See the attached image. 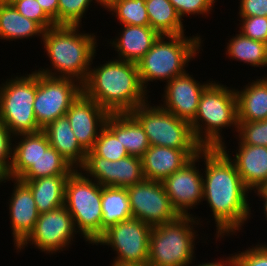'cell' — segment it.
Wrapping results in <instances>:
<instances>
[{
    "mask_svg": "<svg viewBox=\"0 0 267 266\" xmlns=\"http://www.w3.org/2000/svg\"><path fill=\"white\" fill-rule=\"evenodd\" d=\"M241 20L238 31L250 39L267 44V17L252 16L239 17Z\"/></svg>",
    "mask_w": 267,
    "mask_h": 266,
    "instance_id": "74e56055",
    "label": "cell"
},
{
    "mask_svg": "<svg viewBox=\"0 0 267 266\" xmlns=\"http://www.w3.org/2000/svg\"><path fill=\"white\" fill-rule=\"evenodd\" d=\"M212 81L213 78L198 81L187 71L164 84L163 104L159 102V105L176 117L191 122L196 116L202 92Z\"/></svg>",
    "mask_w": 267,
    "mask_h": 266,
    "instance_id": "2e32d148",
    "label": "cell"
},
{
    "mask_svg": "<svg viewBox=\"0 0 267 266\" xmlns=\"http://www.w3.org/2000/svg\"><path fill=\"white\" fill-rule=\"evenodd\" d=\"M10 4L24 17L37 22L44 30L56 26L37 0H14Z\"/></svg>",
    "mask_w": 267,
    "mask_h": 266,
    "instance_id": "d590c367",
    "label": "cell"
},
{
    "mask_svg": "<svg viewBox=\"0 0 267 266\" xmlns=\"http://www.w3.org/2000/svg\"><path fill=\"white\" fill-rule=\"evenodd\" d=\"M1 1H3V2H5V3H11L12 1H14V0H1Z\"/></svg>",
    "mask_w": 267,
    "mask_h": 266,
    "instance_id": "7dc6e473",
    "label": "cell"
},
{
    "mask_svg": "<svg viewBox=\"0 0 267 266\" xmlns=\"http://www.w3.org/2000/svg\"><path fill=\"white\" fill-rule=\"evenodd\" d=\"M50 146L74 168L80 169L85 162L87 151L79 144L66 116L57 118L42 129Z\"/></svg>",
    "mask_w": 267,
    "mask_h": 266,
    "instance_id": "7402d4cb",
    "label": "cell"
},
{
    "mask_svg": "<svg viewBox=\"0 0 267 266\" xmlns=\"http://www.w3.org/2000/svg\"><path fill=\"white\" fill-rule=\"evenodd\" d=\"M201 37L198 33L191 37L185 34L160 35L152 48L137 62L143 88L151 93L147 88L149 82L159 80L167 83L186 73L188 63L203 51L204 40Z\"/></svg>",
    "mask_w": 267,
    "mask_h": 266,
    "instance_id": "5b68a950",
    "label": "cell"
},
{
    "mask_svg": "<svg viewBox=\"0 0 267 266\" xmlns=\"http://www.w3.org/2000/svg\"><path fill=\"white\" fill-rule=\"evenodd\" d=\"M64 206L80 238L88 244L102 236L101 185L75 169L65 183Z\"/></svg>",
    "mask_w": 267,
    "mask_h": 266,
    "instance_id": "52a82bcc",
    "label": "cell"
},
{
    "mask_svg": "<svg viewBox=\"0 0 267 266\" xmlns=\"http://www.w3.org/2000/svg\"><path fill=\"white\" fill-rule=\"evenodd\" d=\"M201 162L204 164V168H200L203 171V201L209 205L216 224L215 239H220L219 242L231 235L237 236L253 215L249 203L251 191L221 148H203Z\"/></svg>",
    "mask_w": 267,
    "mask_h": 266,
    "instance_id": "6da1fadb",
    "label": "cell"
},
{
    "mask_svg": "<svg viewBox=\"0 0 267 266\" xmlns=\"http://www.w3.org/2000/svg\"><path fill=\"white\" fill-rule=\"evenodd\" d=\"M118 1L119 0H96V3H97V6L99 5L101 8H104V10L107 11Z\"/></svg>",
    "mask_w": 267,
    "mask_h": 266,
    "instance_id": "ee69618b",
    "label": "cell"
},
{
    "mask_svg": "<svg viewBox=\"0 0 267 266\" xmlns=\"http://www.w3.org/2000/svg\"><path fill=\"white\" fill-rule=\"evenodd\" d=\"M45 13L58 26V0H37Z\"/></svg>",
    "mask_w": 267,
    "mask_h": 266,
    "instance_id": "b9f144b4",
    "label": "cell"
},
{
    "mask_svg": "<svg viewBox=\"0 0 267 266\" xmlns=\"http://www.w3.org/2000/svg\"><path fill=\"white\" fill-rule=\"evenodd\" d=\"M0 84V122L14 136L36 133L38 126L33 104L37 89V71L6 78Z\"/></svg>",
    "mask_w": 267,
    "mask_h": 266,
    "instance_id": "9c48e42d",
    "label": "cell"
},
{
    "mask_svg": "<svg viewBox=\"0 0 267 266\" xmlns=\"http://www.w3.org/2000/svg\"><path fill=\"white\" fill-rule=\"evenodd\" d=\"M74 170L55 148L49 146L19 180L30 181L41 177L70 175Z\"/></svg>",
    "mask_w": 267,
    "mask_h": 266,
    "instance_id": "4dcf8cb0",
    "label": "cell"
},
{
    "mask_svg": "<svg viewBox=\"0 0 267 266\" xmlns=\"http://www.w3.org/2000/svg\"><path fill=\"white\" fill-rule=\"evenodd\" d=\"M91 151L101 158L117 161L129 154L120 141V113L109 114Z\"/></svg>",
    "mask_w": 267,
    "mask_h": 266,
    "instance_id": "f546056e",
    "label": "cell"
},
{
    "mask_svg": "<svg viewBox=\"0 0 267 266\" xmlns=\"http://www.w3.org/2000/svg\"><path fill=\"white\" fill-rule=\"evenodd\" d=\"M126 189L133 218L155 227L179 216L172 207L162 182L144 179Z\"/></svg>",
    "mask_w": 267,
    "mask_h": 266,
    "instance_id": "4fadbf2b",
    "label": "cell"
},
{
    "mask_svg": "<svg viewBox=\"0 0 267 266\" xmlns=\"http://www.w3.org/2000/svg\"><path fill=\"white\" fill-rule=\"evenodd\" d=\"M65 116L79 144L90 151L105 126L109 113L82 92Z\"/></svg>",
    "mask_w": 267,
    "mask_h": 266,
    "instance_id": "e0dca14e",
    "label": "cell"
},
{
    "mask_svg": "<svg viewBox=\"0 0 267 266\" xmlns=\"http://www.w3.org/2000/svg\"><path fill=\"white\" fill-rule=\"evenodd\" d=\"M120 141L129 155L140 158L150 147L143 127L130 113H120Z\"/></svg>",
    "mask_w": 267,
    "mask_h": 266,
    "instance_id": "1f68e13d",
    "label": "cell"
},
{
    "mask_svg": "<svg viewBox=\"0 0 267 266\" xmlns=\"http://www.w3.org/2000/svg\"><path fill=\"white\" fill-rule=\"evenodd\" d=\"M239 17H267V0H239Z\"/></svg>",
    "mask_w": 267,
    "mask_h": 266,
    "instance_id": "60d3db41",
    "label": "cell"
},
{
    "mask_svg": "<svg viewBox=\"0 0 267 266\" xmlns=\"http://www.w3.org/2000/svg\"><path fill=\"white\" fill-rule=\"evenodd\" d=\"M260 198L261 200H258V201H263V208L261 210H263L264 212H262L264 214V217L266 218L267 220V197H258Z\"/></svg>",
    "mask_w": 267,
    "mask_h": 266,
    "instance_id": "bcb514c9",
    "label": "cell"
},
{
    "mask_svg": "<svg viewBox=\"0 0 267 266\" xmlns=\"http://www.w3.org/2000/svg\"><path fill=\"white\" fill-rule=\"evenodd\" d=\"M13 141L12 132L0 122V176L2 178L9 177L13 157Z\"/></svg>",
    "mask_w": 267,
    "mask_h": 266,
    "instance_id": "f35d334b",
    "label": "cell"
},
{
    "mask_svg": "<svg viewBox=\"0 0 267 266\" xmlns=\"http://www.w3.org/2000/svg\"><path fill=\"white\" fill-rule=\"evenodd\" d=\"M150 27L160 35H182L186 26L169 0H145Z\"/></svg>",
    "mask_w": 267,
    "mask_h": 266,
    "instance_id": "f1b7e54d",
    "label": "cell"
},
{
    "mask_svg": "<svg viewBox=\"0 0 267 266\" xmlns=\"http://www.w3.org/2000/svg\"><path fill=\"white\" fill-rule=\"evenodd\" d=\"M221 149L234 162L242 181L251 192L267 180V146L238 144L234 155L226 144Z\"/></svg>",
    "mask_w": 267,
    "mask_h": 266,
    "instance_id": "d6986e66",
    "label": "cell"
},
{
    "mask_svg": "<svg viewBox=\"0 0 267 266\" xmlns=\"http://www.w3.org/2000/svg\"><path fill=\"white\" fill-rule=\"evenodd\" d=\"M118 36L108 39L117 60L137 63L153 46L160 34L150 26L121 25ZM111 44V45H110Z\"/></svg>",
    "mask_w": 267,
    "mask_h": 266,
    "instance_id": "ffe728a7",
    "label": "cell"
},
{
    "mask_svg": "<svg viewBox=\"0 0 267 266\" xmlns=\"http://www.w3.org/2000/svg\"><path fill=\"white\" fill-rule=\"evenodd\" d=\"M96 0H58V26H82V18Z\"/></svg>",
    "mask_w": 267,
    "mask_h": 266,
    "instance_id": "836d02e7",
    "label": "cell"
},
{
    "mask_svg": "<svg viewBox=\"0 0 267 266\" xmlns=\"http://www.w3.org/2000/svg\"><path fill=\"white\" fill-rule=\"evenodd\" d=\"M191 157L181 149L150 146L141 157L145 179L163 182Z\"/></svg>",
    "mask_w": 267,
    "mask_h": 266,
    "instance_id": "44dd1931",
    "label": "cell"
},
{
    "mask_svg": "<svg viewBox=\"0 0 267 266\" xmlns=\"http://www.w3.org/2000/svg\"><path fill=\"white\" fill-rule=\"evenodd\" d=\"M238 121L267 120V76L235 88Z\"/></svg>",
    "mask_w": 267,
    "mask_h": 266,
    "instance_id": "cb8c5ba5",
    "label": "cell"
},
{
    "mask_svg": "<svg viewBox=\"0 0 267 266\" xmlns=\"http://www.w3.org/2000/svg\"><path fill=\"white\" fill-rule=\"evenodd\" d=\"M251 193H255L257 197H267V180L260 187L254 190V192Z\"/></svg>",
    "mask_w": 267,
    "mask_h": 266,
    "instance_id": "f6af8a7d",
    "label": "cell"
},
{
    "mask_svg": "<svg viewBox=\"0 0 267 266\" xmlns=\"http://www.w3.org/2000/svg\"><path fill=\"white\" fill-rule=\"evenodd\" d=\"M238 144L267 146V120L238 121Z\"/></svg>",
    "mask_w": 267,
    "mask_h": 266,
    "instance_id": "e575fe53",
    "label": "cell"
},
{
    "mask_svg": "<svg viewBox=\"0 0 267 266\" xmlns=\"http://www.w3.org/2000/svg\"><path fill=\"white\" fill-rule=\"evenodd\" d=\"M82 92V84L77 80L51 77L37 72L33 109L38 126L43 129L50 122L64 117Z\"/></svg>",
    "mask_w": 267,
    "mask_h": 266,
    "instance_id": "8fae6325",
    "label": "cell"
},
{
    "mask_svg": "<svg viewBox=\"0 0 267 266\" xmlns=\"http://www.w3.org/2000/svg\"><path fill=\"white\" fill-rule=\"evenodd\" d=\"M175 7L178 15L182 20L185 16L191 15L207 17L211 14L213 8L215 10L216 1L218 0H169ZM215 3V4H214ZM208 14V15H207ZM190 15V16H189Z\"/></svg>",
    "mask_w": 267,
    "mask_h": 266,
    "instance_id": "8d00e7d4",
    "label": "cell"
},
{
    "mask_svg": "<svg viewBox=\"0 0 267 266\" xmlns=\"http://www.w3.org/2000/svg\"><path fill=\"white\" fill-rule=\"evenodd\" d=\"M257 243L246 250L235 252L238 266H267V243Z\"/></svg>",
    "mask_w": 267,
    "mask_h": 266,
    "instance_id": "ab89813d",
    "label": "cell"
},
{
    "mask_svg": "<svg viewBox=\"0 0 267 266\" xmlns=\"http://www.w3.org/2000/svg\"><path fill=\"white\" fill-rule=\"evenodd\" d=\"M102 235L106 229L132 218L129 195L126 188L101 186Z\"/></svg>",
    "mask_w": 267,
    "mask_h": 266,
    "instance_id": "4316f807",
    "label": "cell"
},
{
    "mask_svg": "<svg viewBox=\"0 0 267 266\" xmlns=\"http://www.w3.org/2000/svg\"><path fill=\"white\" fill-rule=\"evenodd\" d=\"M216 81L202 92L196 116L190 122L194 137L203 148H221L226 142L224 133H221L224 128L232 127L234 133L238 130L235 87Z\"/></svg>",
    "mask_w": 267,
    "mask_h": 266,
    "instance_id": "277c9868",
    "label": "cell"
},
{
    "mask_svg": "<svg viewBox=\"0 0 267 266\" xmlns=\"http://www.w3.org/2000/svg\"><path fill=\"white\" fill-rule=\"evenodd\" d=\"M151 104L147 101L130 112L143 127L150 146L181 149L191 158L196 156L203 147L196 141L191 123Z\"/></svg>",
    "mask_w": 267,
    "mask_h": 266,
    "instance_id": "ba28073f",
    "label": "cell"
},
{
    "mask_svg": "<svg viewBox=\"0 0 267 266\" xmlns=\"http://www.w3.org/2000/svg\"><path fill=\"white\" fill-rule=\"evenodd\" d=\"M17 140V141H16ZM9 178L19 179L50 146L43 130L14 136Z\"/></svg>",
    "mask_w": 267,
    "mask_h": 266,
    "instance_id": "603a6c76",
    "label": "cell"
},
{
    "mask_svg": "<svg viewBox=\"0 0 267 266\" xmlns=\"http://www.w3.org/2000/svg\"><path fill=\"white\" fill-rule=\"evenodd\" d=\"M224 258V259H223ZM223 258H220V260L218 259L217 257V260L214 259V261L212 260L211 262L207 261V262H199L198 264L196 263V266H238V263H237V258H236V255L235 253L233 254H230L228 257H224ZM190 266H195V265H190Z\"/></svg>",
    "mask_w": 267,
    "mask_h": 266,
    "instance_id": "7bdbcfd3",
    "label": "cell"
},
{
    "mask_svg": "<svg viewBox=\"0 0 267 266\" xmlns=\"http://www.w3.org/2000/svg\"><path fill=\"white\" fill-rule=\"evenodd\" d=\"M68 176L55 175L22 181L30 188L40 214L64 205L65 183Z\"/></svg>",
    "mask_w": 267,
    "mask_h": 266,
    "instance_id": "484cf974",
    "label": "cell"
},
{
    "mask_svg": "<svg viewBox=\"0 0 267 266\" xmlns=\"http://www.w3.org/2000/svg\"><path fill=\"white\" fill-rule=\"evenodd\" d=\"M200 162L201 151L162 182L172 207L180 216H194L190 209H196L203 203V172L198 168Z\"/></svg>",
    "mask_w": 267,
    "mask_h": 266,
    "instance_id": "5bb4252c",
    "label": "cell"
},
{
    "mask_svg": "<svg viewBox=\"0 0 267 266\" xmlns=\"http://www.w3.org/2000/svg\"><path fill=\"white\" fill-rule=\"evenodd\" d=\"M108 11L119 21V26H150L145 0H119Z\"/></svg>",
    "mask_w": 267,
    "mask_h": 266,
    "instance_id": "d6a6232c",
    "label": "cell"
},
{
    "mask_svg": "<svg viewBox=\"0 0 267 266\" xmlns=\"http://www.w3.org/2000/svg\"><path fill=\"white\" fill-rule=\"evenodd\" d=\"M14 183L11 197L9 196V219L11 235L16 249L34 230L38 216L40 215L30 188L19 179L5 177L0 182Z\"/></svg>",
    "mask_w": 267,
    "mask_h": 266,
    "instance_id": "ac0fdd59",
    "label": "cell"
},
{
    "mask_svg": "<svg viewBox=\"0 0 267 266\" xmlns=\"http://www.w3.org/2000/svg\"><path fill=\"white\" fill-rule=\"evenodd\" d=\"M77 234L79 233L75 228L73 218L63 205L49 212L41 213L34 230L16 248L15 252L20 253L28 245H33V248L46 253V255L61 253L76 242Z\"/></svg>",
    "mask_w": 267,
    "mask_h": 266,
    "instance_id": "7c38bea8",
    "label": "cell"
},
{
    "mask_svg": "<svg viewBox=\"0 0 267 266\" xmlns=\"http://www.w3.org/2000/svg\"><path fill=\"white\" fill-rule=\"evenodd\" d=\"M198 217L179 215L171 222L152 227L147 266H190L194 264L195 245L200 242L196 239H200L198 232L203 224V218Z\"/></svg>",
    "mask_w": 267,
    "mask_h": 266,
    "instance_id": "8992f818",
    "label": "cell"
},
{
    "mask_svg": "<svg viewBox=\"0 0 267 266\" xmlns=\"http://www.w3.org/2000/svg\"><path fill=\"white\" fill-rule=\"evenodd\" d=\"M80 28L82 26H55L45 30L41 43L50 66L35 71L51 77L71 78L83 84L99 40L95 33L80 32Z\"/></svg>",
    "mask_w": 267,
    "mask_h": 266,
    "instance_id": "3957f363",
    "label": "cell"
},
{
    "mask_svg": "<svg viewBox=\"0 0 267 266\" xmlns=\"http://www.w3.org/2000/svg\"><path fill=\"white\" fill-rule=\"evenodd\" d=\"M80 170L102 187L128 188L145 179L140 157L128 155L117 161H110L87 151L84 165Z\"/></svg>",
    "mask_w": 267,
    "mask_h": 266,
    "instance_id": "9a60e30c",
    "label": "cell"
},
{
    "mask_svg": "<svg viewBox=\"0 0 267 266\" xmlns=\"http://www.w3.org/2000/svg\"><path fill=\"white\" fill-rule=\"evenodd\" d=\"M44 29L35 21L24 17L11 4L0 0V39L18 41L40 38L42 42Z\"/></svg>",
    "mask_w": 267,
    "mask_h": 266,
    "instance_id": "d4e9b609",
    "label": "cell"
},
{
    "mask_svg": "<svg viewBox=\"0 0 267 266\" xmlns=\"http://www.w3.org/2000/svg\"><path fill=\"white\" fill-rule=\"evenodd\" d=\"M82 84L83 93L93 99L109 114L130 113L148 101L150 95L143 88L137 63L111 58L93 65ZM93 67V68H92Z\"/></svg>",
    "mask_w": 267,
    "mask_h": 266,
    "instance_id": "7a4b0ae2",
    "label": "cell"
},
{
    "mask_svg": "<svg viewBox=\"0 0 267 266\" xmlns=\"http://www.w3.org/2000/svg\"><path fill=\"white\" fill-rule=\"evenodd\" d=\"M238 33L230 37L225 44V54L229 60L239 61L251 67L258 68L267 67V44L250 39L242 33Z\"/></svg>",
    "mask_w": 267,
    "mask_h": 266,
    "instance_id": "83f0119b",
    "label": "cell"
},
{
    "mask_svg": "<svg viewBox=\"0 0 267 266\" xmlns=\"http://www.w3.org/2000/svg\"><path fill=\"white\" fill-rule=\"evenodd\" d=\"M152 227L136 218L106 229L94 245L111 247L116 254L111 266H147Z\"/></svg>",
    "mask_w": 267,
    "mask_h": 266,
    "instance_id": "30bf717a",
    "label": "cell"
}]
</instances>
